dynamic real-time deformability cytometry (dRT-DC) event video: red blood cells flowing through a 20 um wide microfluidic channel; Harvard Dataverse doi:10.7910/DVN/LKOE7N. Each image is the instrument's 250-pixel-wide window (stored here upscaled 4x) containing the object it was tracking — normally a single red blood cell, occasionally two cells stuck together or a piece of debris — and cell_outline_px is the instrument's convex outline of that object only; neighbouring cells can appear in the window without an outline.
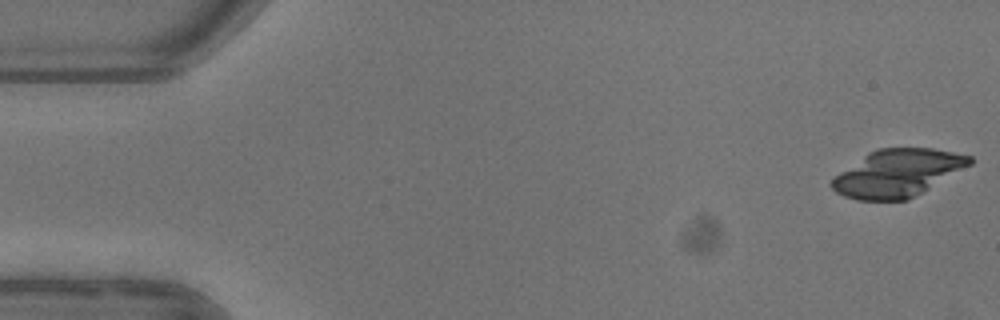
{"species": "common noctule bat (a hibernating species)", "species_latin": "Nyctalus noctula", "temperature_condition": "warm", "stored_images_in_passage": 4, "camera_frame_rate_fps": 3000, "um_per_image_px": 0.085, "animal": {"sex": "female"}, "frame": {"image": 1, "passage_image": 1, "time_ms": 0.0, "image_size_px": [1000, 320], "cell_outline_px": [[972, 164], [908, 200], [856, 200], [844, 196], [836, 192], [828, 184], [840, 172], [868, 152], [880, 148], [932, 148], [972, 156]], "centroid_in_image_um": [76.29, 14.72], "position_along_channel_um": 8.7, "area_um2": 37.8}}